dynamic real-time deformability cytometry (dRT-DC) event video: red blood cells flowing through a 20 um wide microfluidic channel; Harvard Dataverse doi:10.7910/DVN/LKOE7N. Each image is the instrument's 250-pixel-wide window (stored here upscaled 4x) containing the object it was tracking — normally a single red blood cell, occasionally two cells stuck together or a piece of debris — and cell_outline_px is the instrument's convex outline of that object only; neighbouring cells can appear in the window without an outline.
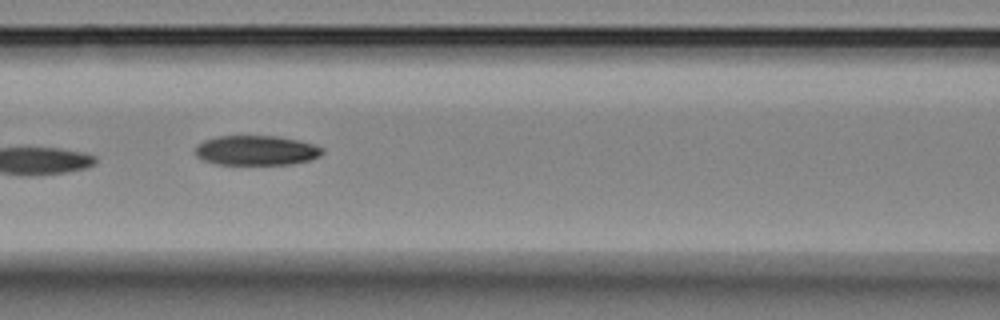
{"species": "Egyptian fruit bat (a non-hibernating species)", "species_latin": "Rousettus aegyptiacus", "temperature_condition": "room temperature", "stored_images_in_passage": 13, "camera_frame_rate_fps": 3000, "um_per_image_px": 0.085, "animal": {"sex": "female"}, "frame": {"image": 1, "passage_image": 4, "time_ms": 4.667, "image_size_px": [1000, 320], "cell_outline_px": [[324, 152], [320, 156], [312, 160], [292, 164], [216, 164], [204, 160], [196, 156], [192, 152], [196, 144], [204, 140], [216, 136], [276, 136], [300, 140], [324, 148]], "centroid_in_image_um": [21.77, 12.78], "position_along_channel_um": 144.8, "area_um2": 22.37}}
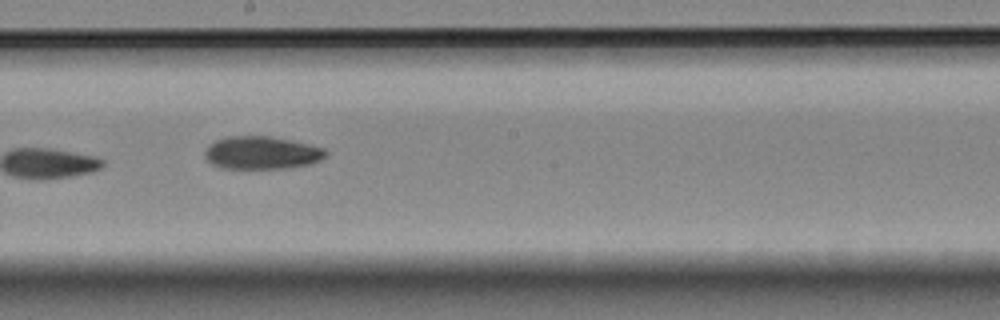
{"frame": {"image": 2, "passage_image": 6, "time_ms": 7.0, "image_size_px": [1000, 320], "cell_outline_px": [[328, 156], [320, 160], [308, 164], [284, 168], [220, 168], [212, 164], [204, 156], [204, 152], [216, 140], [228, 136], [268, 136], [308, 144], [324, 148], [328, 152]], "centroid_in_image_um": [22.25, 12.99], "position_along_channel_um": 225.9, "area_um2": 22.89}}
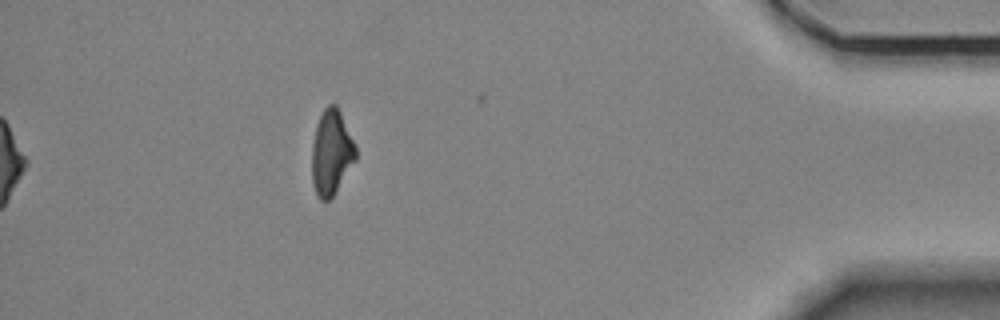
{"frame": {"image": 3, "passage_image": 13, "time_ms": 16.0, "image_size_px": [1000, 320], "cell_outline_px": [[356, 160], [332, 196], [324, 204], [316, 196], [312, 184], [312, 144], [316, 124], [324, 108], [328, 104], [336, 104], [356, 144]], "centroid_in_image_um": [28.15, 12.98], "position_along_channel_um": 407.0, "area_um2": 21.91}, "authors_computed_cell_mechanics": {"area_um2": 22.3686, "velocity_mm_per_s": 3.5301, "shape_relaxation_time_tau1_ms": 8.9787, "shape_relaxation_time_tau2_ms": null, "deformation_change_tau1": 0.1949, "deformation_change_tau2": null}}